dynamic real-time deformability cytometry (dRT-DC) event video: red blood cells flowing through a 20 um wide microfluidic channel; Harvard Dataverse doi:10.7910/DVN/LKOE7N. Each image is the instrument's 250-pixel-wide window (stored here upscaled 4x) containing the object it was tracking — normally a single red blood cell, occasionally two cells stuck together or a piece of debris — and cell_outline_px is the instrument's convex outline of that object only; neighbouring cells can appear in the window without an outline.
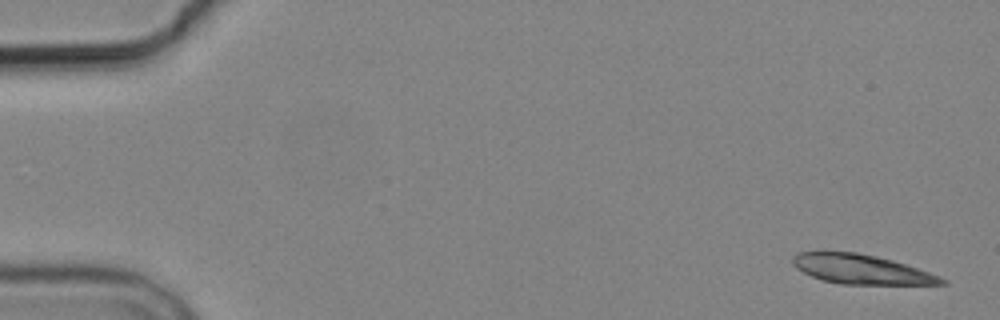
{"species": "common noctule bat (a hibernating species)", "species_latin": "Nyctalus noctula", "temperature_condition": "cold", "stored_images_in_passage": 6, "camera_frame_rate_fps": 3000, "um_per_image_px": 0.085, "animal": {"sex": "male", "body_mass_g": 19.2, "forearm_length_mm": 51.8}, "frame": {"image": 1, "passage_image": 1, "time_ms": 0.0, "image_size_px": [1000, 320], "cell_outline_px": [[948, 284], [840, 284], [824, 280], [812, 276], [796, 268], [792, 264], [792, 256], [800, 252], [856, 252], [876, 256], [892, 260], [940, 276], [948, 280]], "centroid_in_image_um": [73.21, 22.89], "position_along_channel_um": 11.8, "area_um2": 25.26}}